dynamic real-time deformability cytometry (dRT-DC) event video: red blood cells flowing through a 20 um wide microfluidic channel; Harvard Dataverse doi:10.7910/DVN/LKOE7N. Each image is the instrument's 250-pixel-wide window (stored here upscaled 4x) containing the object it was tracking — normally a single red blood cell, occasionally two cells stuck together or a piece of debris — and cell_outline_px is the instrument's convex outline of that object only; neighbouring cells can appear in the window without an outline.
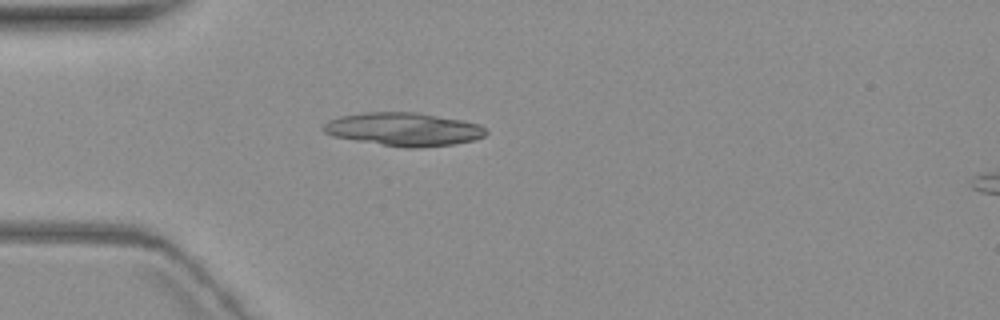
{"species": "common noctule bat (a hibernating species)", "species_latin": "Nyctalus noctula", "temperature_condition": "warm", "stored_images_in_passage": 2, "camera_frame_rate_fps": 3000, "um_per_image_px": 0.085, "animal": {"sex": "female", "body_mass_g": 19.3, "forearm_length_mm": 54.1}, "frame": {"image": 1, "passage_image": 1, "time_ms": 0.0, "image_size_px": [1000, 320], "cell_outline_px": [[488, 132], [484, 136], [476, 140], [456, 144], [420, 148], [404, 148], [332, 136], [324, 132], [320, 128], [328, 120], [340, 116], [364, 112], [416, 112], [464, 120], [480, 124], [488, 128]], "centroid_in_image_um": [34.36, 10.99], "position_along_channel_um": 50.6, "area_um2": 31.96}}